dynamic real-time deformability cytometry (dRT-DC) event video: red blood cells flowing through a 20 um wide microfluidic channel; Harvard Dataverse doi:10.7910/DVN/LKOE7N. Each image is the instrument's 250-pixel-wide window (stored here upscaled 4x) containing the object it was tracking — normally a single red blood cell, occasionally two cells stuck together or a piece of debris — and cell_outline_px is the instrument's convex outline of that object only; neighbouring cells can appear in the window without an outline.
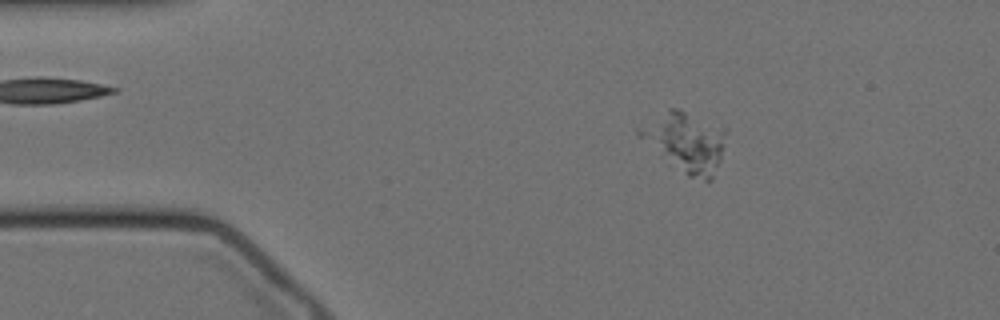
{"species": "Egyptian fruit bat (a non-hibernating species)", "species_latin": "Rousettus aegyptiacus", "temperature_condition": "cold", "stored_images_in_passage": 50, "camera_frame_rate_fps": 3000, "um_per_image_px": 0.085, "animal": {"sex": "female"}, "frame": {"image": 1, "passage_image": 1, "time_ms": 0.0, "image_size_px": [1000, 320], "cell_outline_px": [[728, 132], [720, 160], [712, 180], [704, 180], [688, 176], [652, 136], [668, 108], [676, 108], [728, 128]], "centroid_in_image_um": [58.81, 12.11], "position_along_channel_um": 26.2, "area_um2": 25.14}}
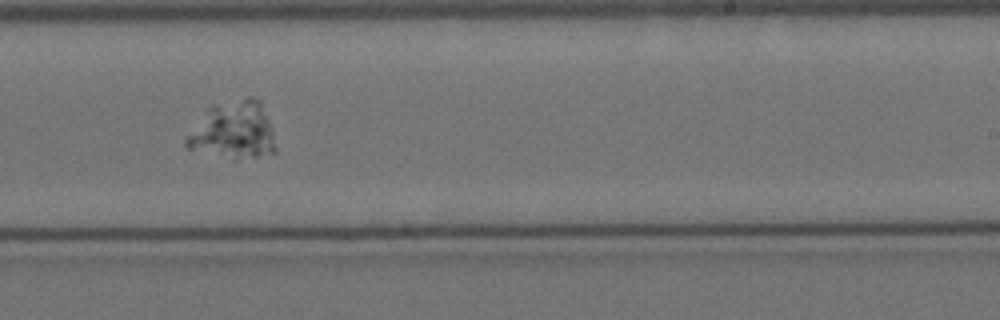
{"frame": {"image": 2, "passage_image": 27, "time_ms": 8.667, "image_size_px": [1000, 320], "cell_outline_px": [[276, 152], [236, 160], [232, 160], [188, 148], [184, 144], [184, 140], [208, 108], [248, 96], [252, 96], [260, 100], [268, 120], [272, 132], [276, 148]], "centroid_in_image_um": [19.84, 11.11], "position_along_channel_um": 269.2, "area_um2": 29.42}}
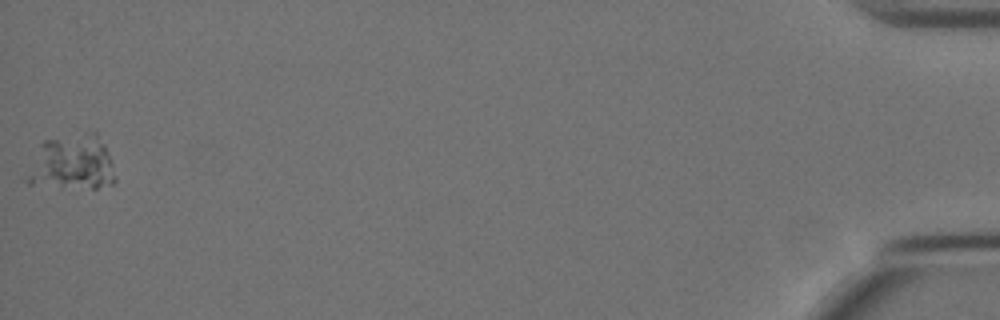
{"frame": {"image": 3, "passage_image": 50, "time_ms": 16.333, "image_size_px": [1000, 320], "cell_outline_px": [[116, 180], [112, 184], [96, 188], [60, 188], [28, 184], [24, 180], [40, 144], [44, 140], [96, 128], [112, 160], [116, 176]], "centroid_in_image_um": [6.16, 13.81], "position_along_channel_um": 429.0, "area_um2": 29.25}}